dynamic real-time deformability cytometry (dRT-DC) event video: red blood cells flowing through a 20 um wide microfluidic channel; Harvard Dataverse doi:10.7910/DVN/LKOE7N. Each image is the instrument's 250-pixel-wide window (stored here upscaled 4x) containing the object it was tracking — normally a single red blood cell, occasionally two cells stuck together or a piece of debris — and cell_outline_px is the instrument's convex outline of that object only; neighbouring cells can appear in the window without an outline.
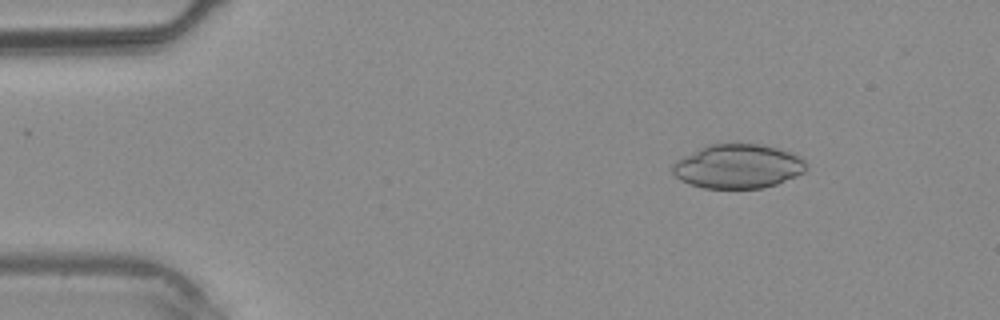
{"species": "common noctule bat (a hibernating species)", "species_latin": "Nyctalus noctula", "temperature_condition": "warm", "stored_images_in_passage": 3, "camera_frame_rate_fps": 3000, "um_per_image_px": 0.085, "animal": {"sex": "male", "body_mass_g": 20.4}, "frame": {"image": 1, "passage_image": 2, "time_ms": 1.0, "image_size_px": [1000, 320], "cell_outline_px": [[804, 172], [796, 176], [776, 184], [764, 188], [704, 188], [680, 180], [672, 172], [672, 164], [676, 160], [708, 144], [764, 144], [792, 152], [800, 156], [804, 160]], "centroid_in_image_um": [62.72, 14.13], "position_along_channel_um": 22.3, "area_um2": 34.28}}